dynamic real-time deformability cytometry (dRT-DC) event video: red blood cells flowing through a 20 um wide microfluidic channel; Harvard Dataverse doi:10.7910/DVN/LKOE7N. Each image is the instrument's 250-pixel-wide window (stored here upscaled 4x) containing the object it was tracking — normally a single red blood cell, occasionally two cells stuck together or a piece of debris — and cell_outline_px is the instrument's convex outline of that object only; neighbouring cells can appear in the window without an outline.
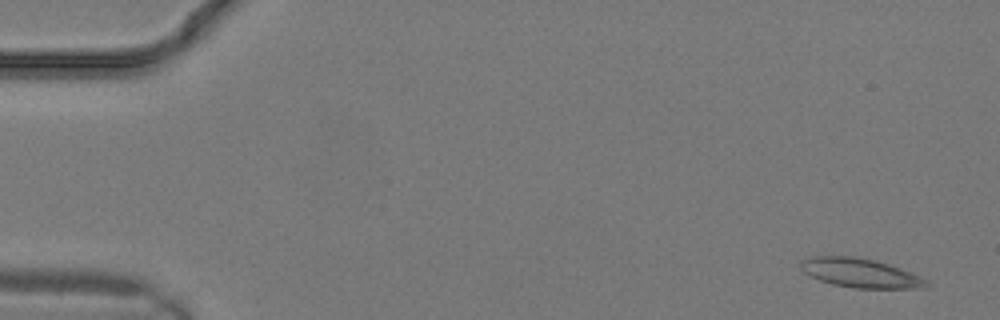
{"species": "common noctule bat (a hibernating species)", "species_latin": "Nyctalus noctula", "temperature_condition": "warm", "stored_images_in_passage": 11, "camera_frame_rate_fps": 3000, "um_per_image_px": 0.085, "animal": {"sex": "male", "body_mass_g": 19.2, "forearm_length_mm": 51.8}, "frame": {"image": 1, "passage_image": 1, "time_ms": 0.0, "image_size_px": [1000, 320], "cell_outline_px": [[928, 284], [924, 288], [852, 288], [832, 284], [808, 276], [800, 268], [800, 260], [812, 256], [852, 256], [872, 260], [888, 264], [900, 268], [920, 276], [928, 280]], "centroid_in_image_um": [73.08, 23.2], "position_along_channel_um": 11.9, "area_um2": 21.33}}
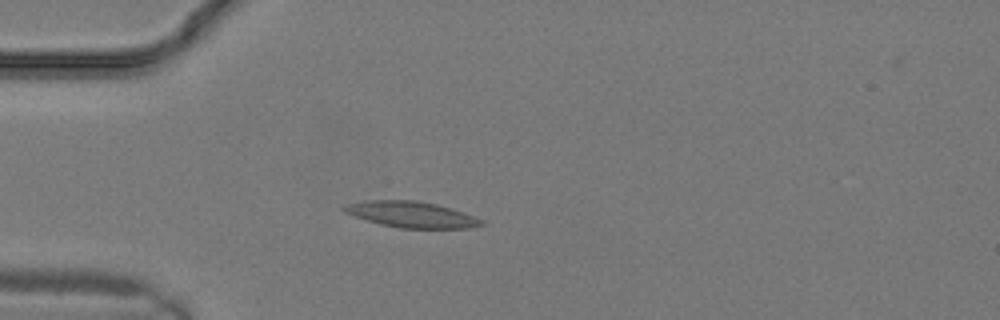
{"frame": {"image": 2, "passage_image": 7, "time_ms": 2.0, "image_size_px": [1000, 320], "cell_outline_px": [[484, 224], [468, 228], [400, 228], [380, 224], [344, 212], [340, 208], [344, 204], [368, 200], [416, 200], [436, 204], [452, 208], [464, 212], [484, 220]], "centroid_in_image_um": [34.97, 18.22], "position_along_channel_um": 50.0, "area_um2": 20.81}}
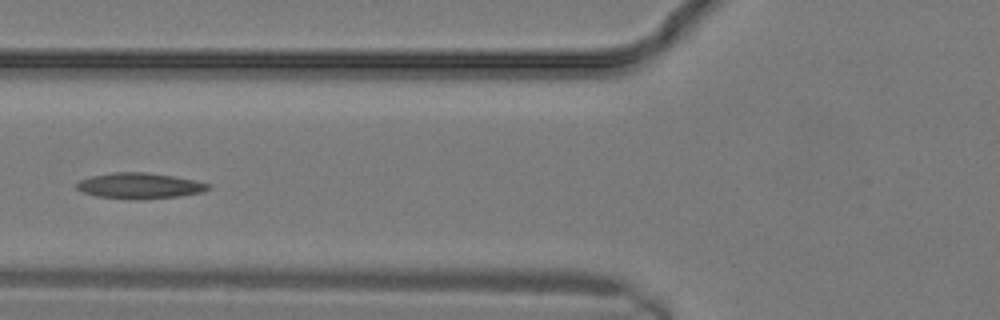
{"frame": {"image": 3, "passage_image": 10, "time_ms": 3.0, "image_size_px": [1000, 320], "cell_outline_px": [[212, 188], [204, 192], [180, 196], [136, 200], [128, 200], [96, 196], [84, 192], [76, 188], [76, 184], [80, 180], [92, 176], [116, 172], [144, 172], [172, 176], [196, 180], [212, 184]], "centroid_in_image_um": [11.92, 15.8], "position_along_channel_um": 113.9, "area_um2": 19.94}}